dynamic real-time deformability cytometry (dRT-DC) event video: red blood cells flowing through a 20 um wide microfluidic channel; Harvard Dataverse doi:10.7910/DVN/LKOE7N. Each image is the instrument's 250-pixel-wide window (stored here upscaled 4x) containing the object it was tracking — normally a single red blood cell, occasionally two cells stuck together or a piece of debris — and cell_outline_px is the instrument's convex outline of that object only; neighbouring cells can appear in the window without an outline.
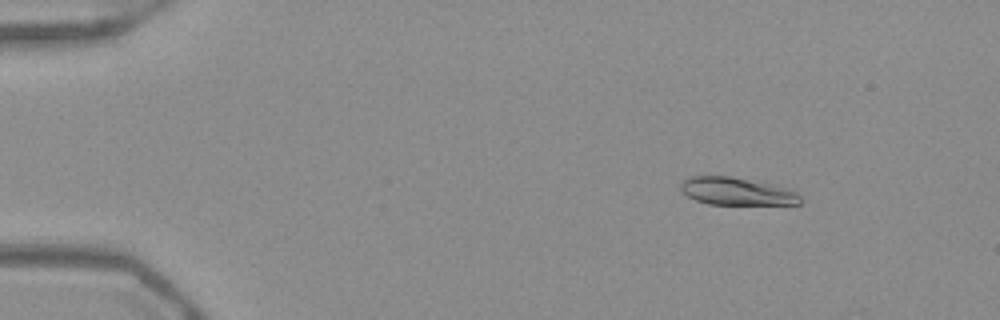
{"species": "Egyptian fruit bat (a non-hibernating species)", "species_latin": "Rousettus aegyptiacus", "temperature_condition": "warm", "stored_images_in_passage": 52, "camera_frame_rate_fps": 3000, "um_per_image_px": 0.085, "frame": {"image": 1, "passage_image": 7, "time_ms": 2.0, "image_size_px": [1000, 320], "cell_outline_px": [[804, 200], [800, 204], [708, 204], [696, 200], [688, 196], [680, 188], [680, 184], [684, 180], [692, 176], [732, 176], [776, 184], [788, 188], [796, 192]], "centroid_in_image_um": [62.68, 16.25], "position_along_channel_um": 22.3, "area_um2": 19.42}}
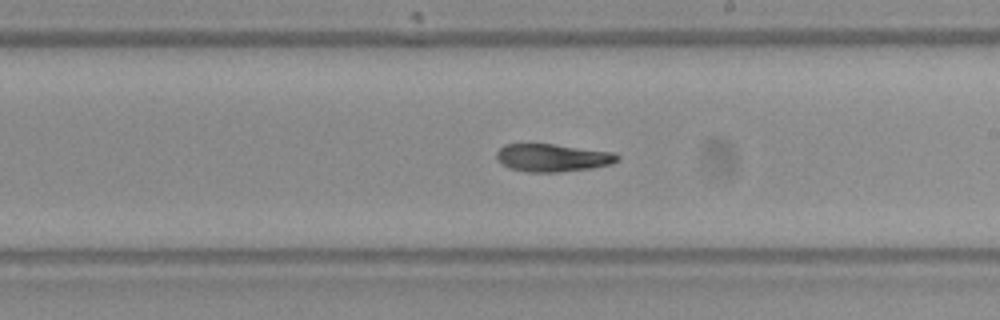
{"frame": {"image": 2, "passage_image": 31, "time_ms": 10.0, "image_size_px": [1000, 320], "cell_outline_px": [[620, 160], [612, 164], [592, 168], [560, 172], [528, 172], [508, 168], [496, 156], [496, 152], [504, 144], [552, 144], [616, 152], [620, 156]], "centroid_in_image_um": [47.03, 13.41], "position_along_channel_um": 242.0, "area_um2": 19.65}}
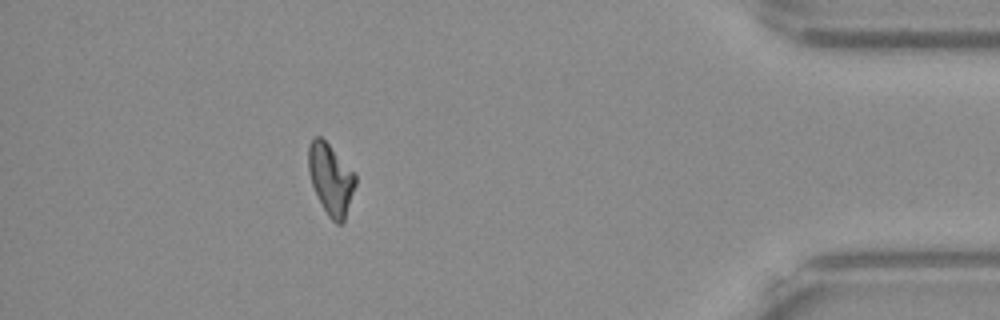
{"frame": {"image": 3, "passage_image": 47, "time_ms": 15.333, "image_size_px": [1000, 320], "cell_outline_px": [[356, 184], [344, 220], [340, 224], [336, 224], [328, 216], [312, 184], [308, 172], [308, 148], [312, 136], [320, 136], [356, 172]], "centroid_in_image_um": [28.12, 15.19], "position_along_channel_um": 407.1, "area_um2": 19.36}}